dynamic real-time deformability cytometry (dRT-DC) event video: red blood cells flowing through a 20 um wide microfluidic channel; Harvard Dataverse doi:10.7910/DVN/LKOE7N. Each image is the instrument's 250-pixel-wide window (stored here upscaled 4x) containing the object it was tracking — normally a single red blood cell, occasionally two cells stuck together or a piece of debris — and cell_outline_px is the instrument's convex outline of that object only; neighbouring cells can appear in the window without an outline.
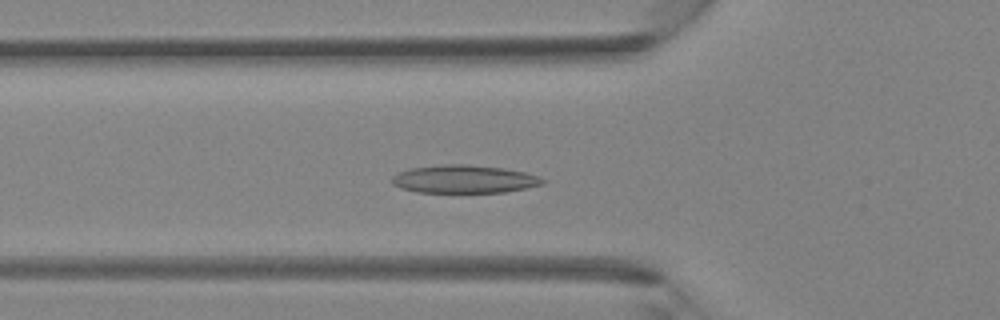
{"species": "Egyptian fruit bat (a non-hibernating species)", "species_latin": "Rousettus aegyptiacus", "temperature_condition": "room temperature", "stored_images_in_passage": 41, "camera_frame_rate_fps": 3000, "um_per_image_px": 0.085, "animal": {"sex": "female"}, "frame": {"image": 1, "passage_image": 14, "time_ms": 4.333, "image_size_px": [1000, 320], "cell_outline_px": [[548, 180], [544, 184], [504, 192], [416, 192], [400, 188], [392, 184], [392, 176], [396, 172], [412, 168], [444, 164], [468, 164], [504, 168], [524, 172], [540, 176]], "centroid_in_image_um": [39.46, 15.22], "position_along_channel_um": 86.3, "area_um2": 24.74}}
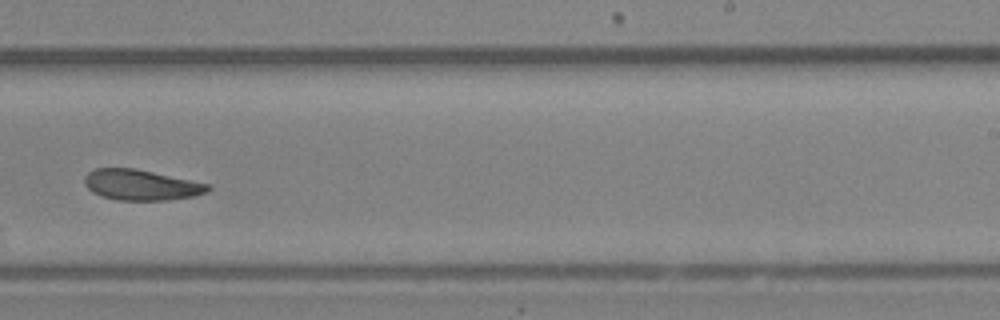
{"frame": {"image": 2, "passage_image": 26, "time_ms": 8.333, "image_size_px": [1000, 320], "cell_outline_px": [[212, 188], [208, 192], [196, 196], [168, 200], [116, 200], [100, 196], [92, 192], [84, 184], [84, 176], [88, 172], [96, 168], [136, 168], [208, 184]], "centroid_in_image_um": [11.98, 15.72], "position_along_channel_um": 277.0, "area_um2": 22.14}}
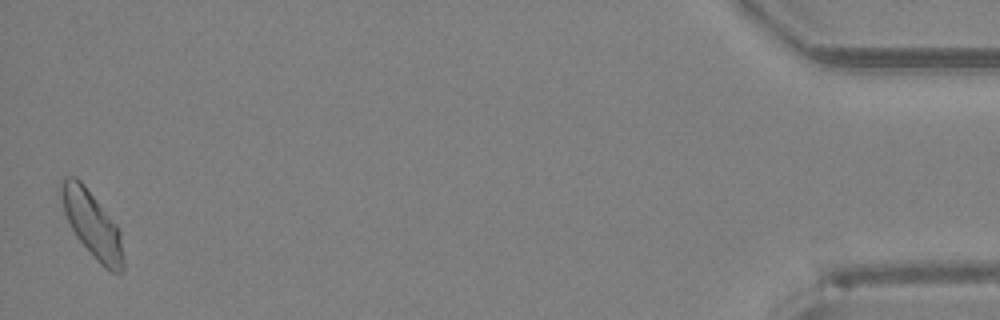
{"frame": {"image": 3, "passage_image": 41, "time_ms": 13.333, "image_size_px": [1000, 320], "cell_outline_px": [[124, 272], [112, 272], [104, 268], [96, 260], [76, 236], [64, 212], [60, 200], [60, 180], [64, 176], [76, 176], [84, 184], [116, 224], [120, 232], [124, 260]], "centroid_in_image_um": [7.82, 19.05], "position_along_channel_um": 427.4, "area_um2": 23.99}}